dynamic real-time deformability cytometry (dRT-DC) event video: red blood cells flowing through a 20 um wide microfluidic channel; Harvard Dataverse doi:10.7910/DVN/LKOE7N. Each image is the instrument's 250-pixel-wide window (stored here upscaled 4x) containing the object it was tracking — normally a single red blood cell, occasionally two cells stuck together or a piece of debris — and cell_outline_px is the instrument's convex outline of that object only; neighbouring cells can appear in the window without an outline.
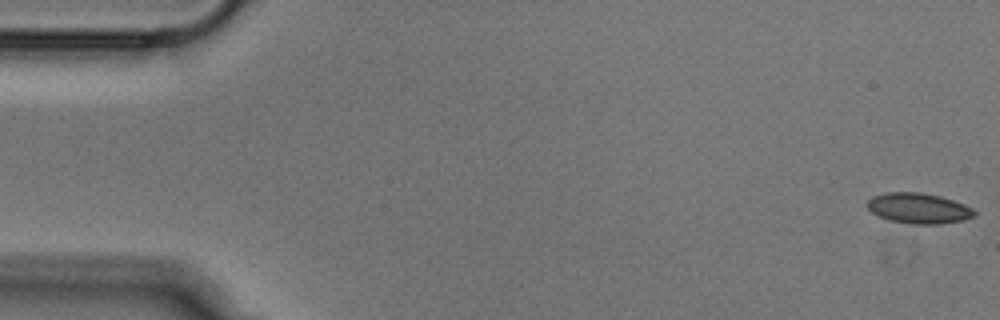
{"species": "Egyptian fruit bat (a non-hibernating species)", "species_latin": "Rousettus aegyptiacus", "temperature_condition": "cold", "stored_images_in_passage": 52, "camera_frame_rate_fps": 3000, "um_per_image_px": 0.085, "animal": {"sex": "male"}, "frame": {"image": 1, "passage_image": 1, "time_ms": 0.0, "image_size_px": [1000, 320], "cell_outline_px": [[976, 216], [964, 220], [940, 224], [912, 224], [888, 220], [872, 212], [868, 208], [868, 200], [872, 196], [888, 192], [920, 192], [940, 196], [964, 204], [972, 208], [976, 212]], "centroid_in_image_um": [78.1, 17.71], "position_along_channel_um": 6.9, "area_um2": 19.02}}
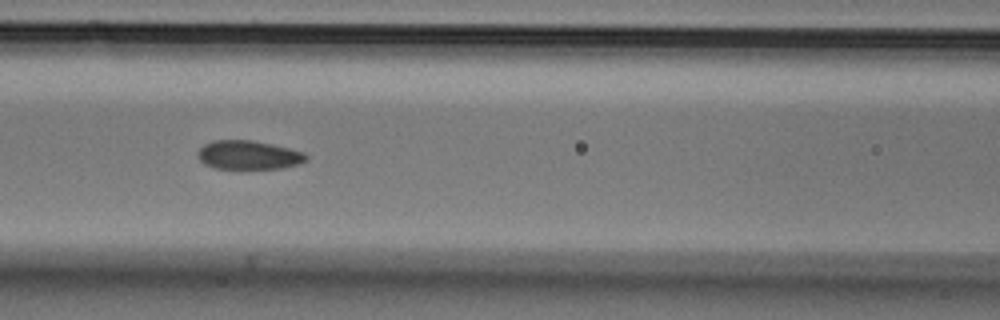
{"frame": {"image": 2, "passage_image": 22, "time_ms": 7.0, "image_size_px": [1000, 320], "cell_outline_px": [[308, 160], [296, 164], [280, 168], [212, 168], [204, 164], [196, 156], [196, 152], [204, 144], [212, 140], [252, 140], [272, 144], [304, 152], [308, 156]], "centroid_in_image_um": [21.08, 13.16], "position_along_channel_um": 145.5, "area_um2": 18.21}}
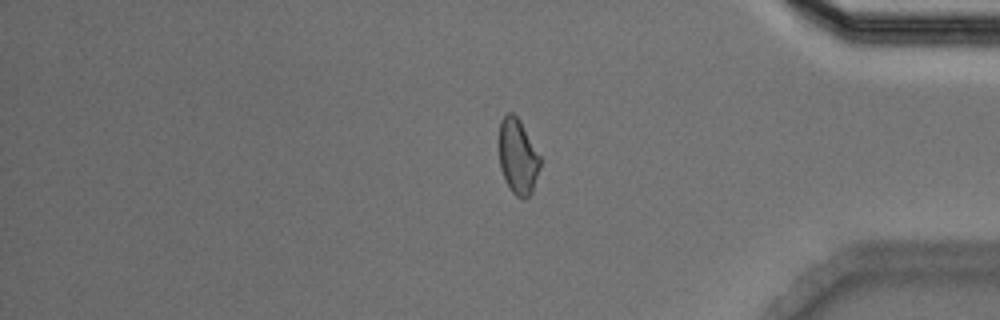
{"frame": {"image": 3, "passage_image": 43, "time_ms": 14.0, "image_size_px": [1000, 320], "cell_outline_px": [[540, 168], [532, 192], [524, 200], [516, 196], [512, 192], [504, 180], [500, 168], [496, 144], [500, 120], [508, 112], [512, 112], [520, 120], [540, 156]], "centroid_in_image_um": [43.96, 13.29], "position_along_channel_um": 391.2, "area_um2": 18.67}}